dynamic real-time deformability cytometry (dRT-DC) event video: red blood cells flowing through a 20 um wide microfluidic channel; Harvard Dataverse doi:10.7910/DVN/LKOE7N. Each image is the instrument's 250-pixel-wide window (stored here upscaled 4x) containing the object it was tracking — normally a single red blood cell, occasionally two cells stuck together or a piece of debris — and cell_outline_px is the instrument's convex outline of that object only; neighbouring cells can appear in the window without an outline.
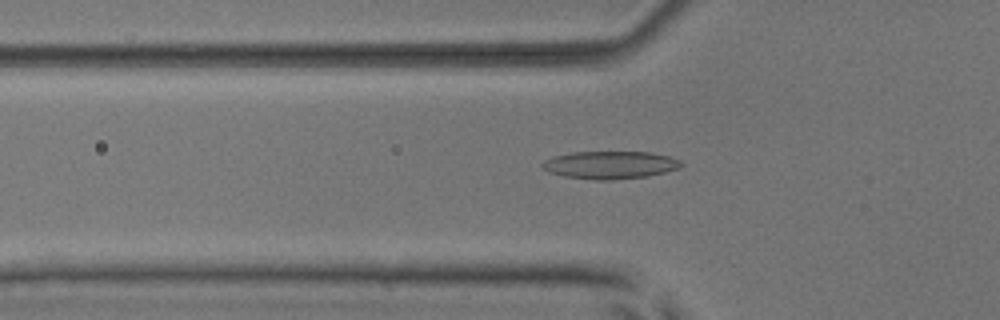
{"species": "common noctule bat (a hibernating species)", "species_latin": "Nyctalus noctula", "temperature_condition": "room temperature", "stored_images_in_passage": 52, "camera_frame_rate_fps": 3000, "um_per_image_px": 0.085, "animal": {"sex": "male", "body_mass_g": 17.9, "forearm_length_mm": 54.2}, "frame": {"image": 1, "passage_image": 18, "time_ms": 5.667, "image_size_px": [1000, 320], "cell_outline_px": [[684, 164], [676, 168], [664, 172], [648, 176], [612, 180], [596, 180], [564, 176], [548, 172], [540, 164], [544, 160], [552, 156], [572, 152], [652, 152], [668, 156], [680, 160]], "centroid_in_image_um": [51.82, 14.01], "position_along_channel_um": 74.0, "area_um2": 22.43}}
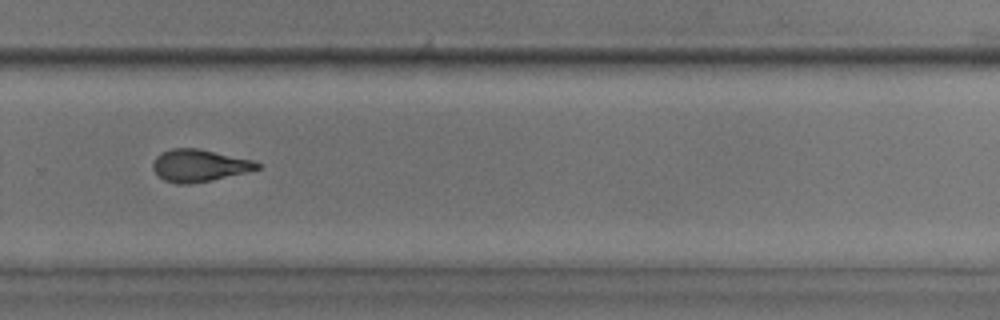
{"frame": {"image": 2, "passage_image": 36, "time_ms": 11.667, "image_size_px": [1000, 320], "cell_outline_px": [[264, 164], [260, 168], [212, 180], [188, 184], [176, 184], [164, 180], [152, 168], [152, 164], [156, 156], [160, 152], [172, 148], [200, 148], [252, 160]], "centroid_in_image_um": [16.92, 14.06], "position_along_channel_um": 312.9, "area_um2": 19.59}}
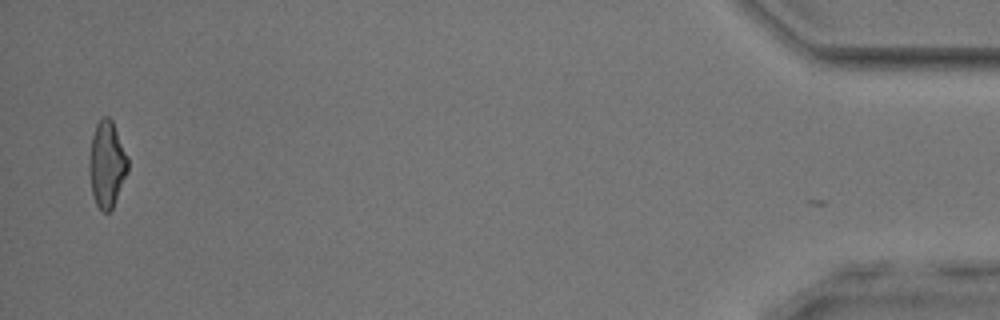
{"frame": {"image": 3, "passage_image": 51, "time_ms": 16.667, "image_size_px": [1000, 320], "cell_outline_px": [[128, 172], [112, 208], [108, 212], [104, 212], [96, 204], [92, 192], [88, 164], [92, 136], [96, 124], [104, 116], [108, 116], [112, 120], [128, 156]], "centroid_in_image_um": [9.09, 13.94], "position_along_channel_um": 426.1, "area_um2": 19.31}, "authors_computed_cell_mechanics": {"area_um2": 19.941, "velocity_mm_per_s": 3.9824, "shape_relaxation_time_tau1_ms": null, "shape_relaxation_time_tau2_ms": 2.0092, "deformation_change_tau1": null, "deformation_change_tau2": 0.0954}}